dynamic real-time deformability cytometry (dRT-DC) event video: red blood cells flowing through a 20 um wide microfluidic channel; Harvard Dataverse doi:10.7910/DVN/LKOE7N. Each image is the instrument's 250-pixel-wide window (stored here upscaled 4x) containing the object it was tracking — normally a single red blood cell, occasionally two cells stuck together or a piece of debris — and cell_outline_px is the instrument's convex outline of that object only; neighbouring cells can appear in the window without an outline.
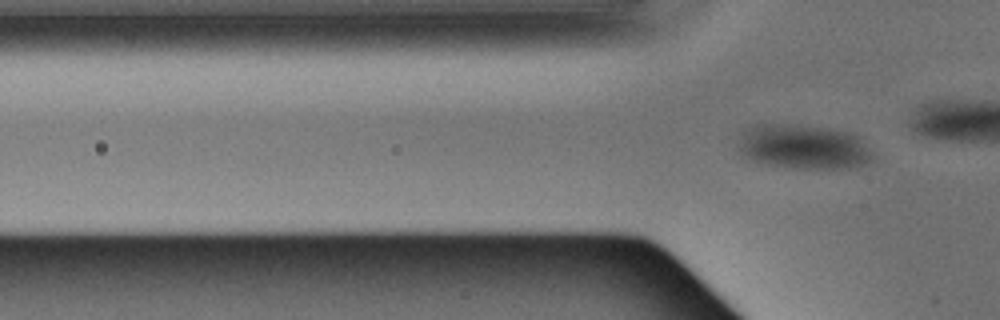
{"species": "Egyptian fruit bat (a non-hibernating species)", "species_latin": "Rousettus aegyptiacus", "temperature_condition": "warm", "stored_images_in_passage": 2, "camera_frame_rate_fps": 3000, "um_per_image_px": 0.085, "animal": {"sex": "male"}, "frame": {"image": 1, "passage_image": 2, "time_ms": 0.333, "image_size_px": [1000, 320], "cell_outline_px": [[872, 160], [864, 164], [848, 168], [804, 168], [768, 164], [752, 160], [744, 156], [740, 152], [740, 144], [744, 132], [748, 128], [756, 124], [796, 124], [828, 128], [852, 132], [860, 136], [872, 152]], "centroid_in_image_um": [68.36, 12.46], "position_along_channel_um": 57.4, "area_um2": 34.68}}